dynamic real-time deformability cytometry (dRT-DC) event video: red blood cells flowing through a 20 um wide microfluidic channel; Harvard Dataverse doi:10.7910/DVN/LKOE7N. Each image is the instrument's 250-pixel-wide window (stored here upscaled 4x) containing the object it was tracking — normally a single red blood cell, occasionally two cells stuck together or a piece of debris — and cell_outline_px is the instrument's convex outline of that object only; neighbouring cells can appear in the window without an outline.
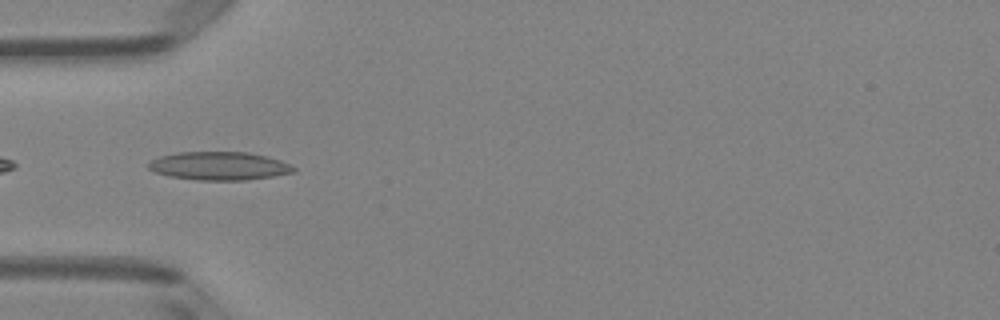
{"species": "Egyptian fruit bat (a non-hibernating species)", "species_latin": "Rousettus aegyptiacus", "temperature_condition": "room temperature", "stored_images_in_passage": 37, "camera_frame_rate_fps": 3000, "um_per_image_px": 0.085, "animal": {"sex": "female"}, "frame": {"image": 1, "passage_image": 16, "time_ms": 5.0, "image_size_px": [1000, 320], "cell_outline_px": [[296, 172], [272, 176], [244, 180], [196, 180], [168, 176], [156, 172], [148, 168], [148, 164], [152, 160], [160, 156], [180, 152], [248, 152], [268, 156], [292, 164], [296, 168]], "centroid_in_image_um": [18.67, 14.1], "position_along_channel_um": 66.3, "area_um2": 23.99}}
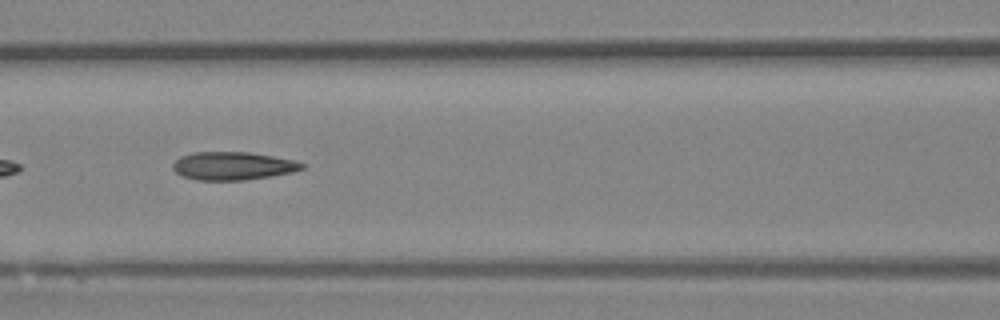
{"frame": {"image": 2, "passage_image": 22, "time_ms": 7.0, "image_size_px": [1000, 320], "cell_outline_px": [[304, 168], [292, 172], [244, 180], [196, 180], [184, 176], [176, 172], [172, 168], [172, 164], [180, 156], [192, 152], [248, 152], [296, 160], [304, 164]], "centroid_in_image_um": [19.77, 14.09], "position_along_channel_um": 146.8, "area_um2": 21.04}}